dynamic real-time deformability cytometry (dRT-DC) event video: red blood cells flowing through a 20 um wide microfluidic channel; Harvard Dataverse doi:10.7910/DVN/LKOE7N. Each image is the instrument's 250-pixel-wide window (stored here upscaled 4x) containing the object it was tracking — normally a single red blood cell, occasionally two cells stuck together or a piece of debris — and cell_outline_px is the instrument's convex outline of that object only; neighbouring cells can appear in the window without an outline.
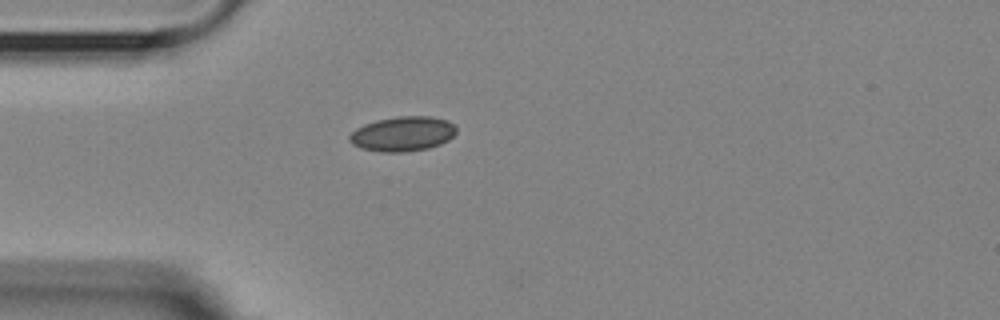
{"species": "Egyptian fruit bat (a non-hibernating species)", "species_latin": "Rousettus aegyptiacus", "temperature_condition": "room temperature", "stored_images_in_passage": 41, "camera_frame_rate_fps": 3000, "um_per_image_px": 0.085, "animal": {"sex": "female"}, "frame": {"image": 1, "passage_image": 1, "time_ms": 0.0, "image_size_px": [1000, 320], "cell_outline_px": [[456, 132], [448, 140], [440, 144], [428, 148], [404, 152], [380, 152], [360, 148], [352, 144], [348, 140], [348, 136], [356, 128], [364, 124], [376, 120], [396, 116], [432, 116], [448, 120], [456, 128]], "centroid_in_image_um": [34.2, 11.37], "position_along_channel_um": 50.8, "area_um2": 21.79}}
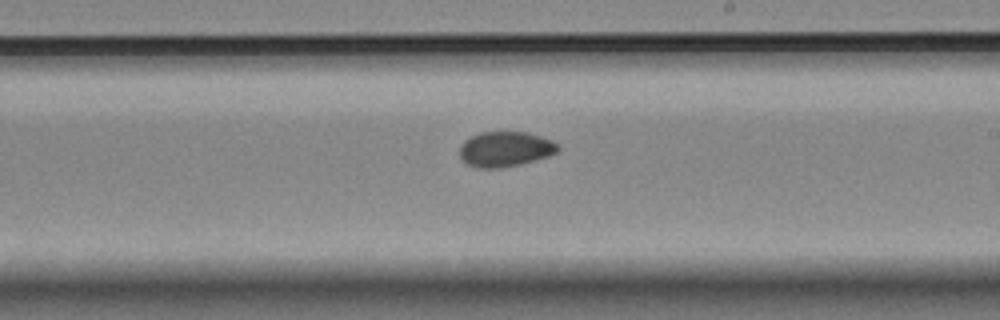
{"frame": {"image": 2, "passage_image": 18, "time_ms": 5.667, "image_size_px": [1000, 320], "cell_outline_px": [[560, 148], [556, 152], [548, 156], [536, 160], [520, 164], [500, 168], [476, 168], [468, 164], [460, 156], [460, 144], [464, 140], [480, 132], [524, 132], [540, 136], [552, 140], [560, 144]], "centroid_in_image_um": [42.95, 12.67], "position_along_channel_um": 246.0, "area_um2": 20.17}}
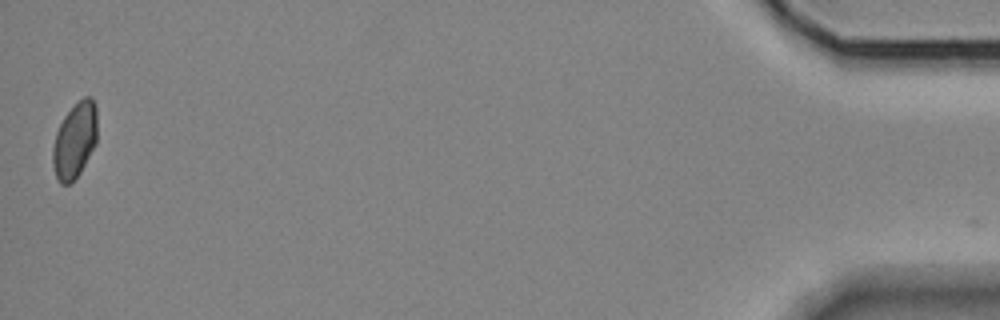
{"frame": {"image": 3, "passage_image": 41, "time_ms": 13.333, "image_size_px": [1000, 320], "cell_outline_px": [[96, 144], [80, 172], [72, 184], [60, 184], [56, 176], [52, 164], [52, 148], [56, 132], [64, 116], [84, 96], [92, 96], [96, 104]], "centroid_in_image_um": [6.35, 11.95], "position_along_channel_um": 428.9, "area_um2": 19.65}, "authors_computed_cell_mechanics": {"area_um2": 20.2878, "velocity_mm_per_s": 3.5825, "shape_relaxation_time_tau1_ms": 5.8712, "shape_relaxation_time_tau2_ms": 2.0581, "deformation_change_tau1": 0.0752, "deformation_change_tau2": 0.0365}}